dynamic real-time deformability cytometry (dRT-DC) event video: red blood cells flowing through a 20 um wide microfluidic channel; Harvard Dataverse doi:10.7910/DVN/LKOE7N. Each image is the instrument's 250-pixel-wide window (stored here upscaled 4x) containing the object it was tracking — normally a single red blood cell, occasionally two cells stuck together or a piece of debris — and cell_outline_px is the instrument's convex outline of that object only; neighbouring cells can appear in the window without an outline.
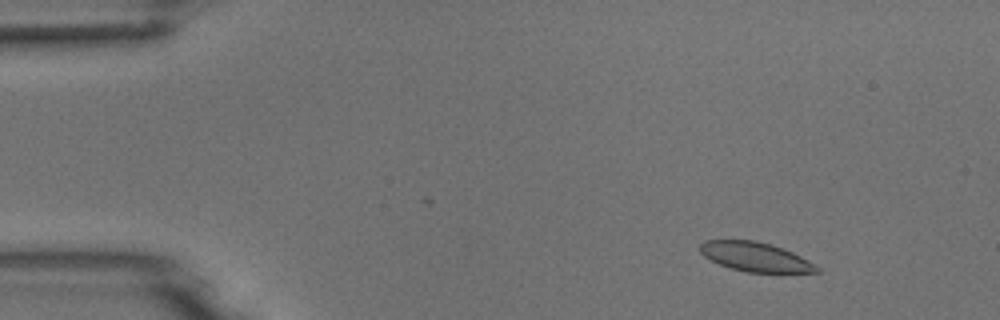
{"species": "common noctule bat (a hibernating species)", "species_latin": "Nyctalus noctula", "temperature_condition": "room temperature", "stored_images_in_passage": 8, "camera_frame_rate_fps": 3000, "um_per_image_px": 0.085, "animal": {"sex": "male", "body_mass_g": 18.8}, "frame": {"image": 1, "passage_image": 2, "time_ms": 0.333, "image_size_px": [1000, 320], "cell_outline_px": [[820, 272], [748, 272], [728, 268], [704, 256], [700, 252], [700, 244], [704, 240], [752, 240], [768, 244], [792, 252], [808, 260], [820, 268]], "centroid_in_image_um": [64.17, 21.83], "position_along_channel_um": 20.8, "area_um2": 19.59}}
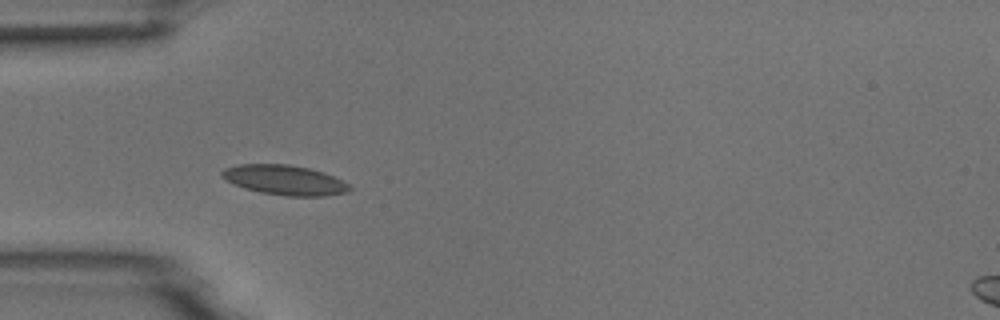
{"frame": {"image": 2, "passage_image": 5, "time_ms": 1.333, "image_size_px": [1000, 320], "cell_outline_px": [[352, 188], [348, 192], [324, 196], [288, 196], [260, 192], [244, 188], [224, 180], [220, 176], [220, 172], [224, 168], [236, 164], [288, 164], [308, 168], [324, 172], [348, 184]], "centroid_in_image_um": [24.14, 15.3], "position_along_channel_um": 60.9, "area_um2": 22.25}}